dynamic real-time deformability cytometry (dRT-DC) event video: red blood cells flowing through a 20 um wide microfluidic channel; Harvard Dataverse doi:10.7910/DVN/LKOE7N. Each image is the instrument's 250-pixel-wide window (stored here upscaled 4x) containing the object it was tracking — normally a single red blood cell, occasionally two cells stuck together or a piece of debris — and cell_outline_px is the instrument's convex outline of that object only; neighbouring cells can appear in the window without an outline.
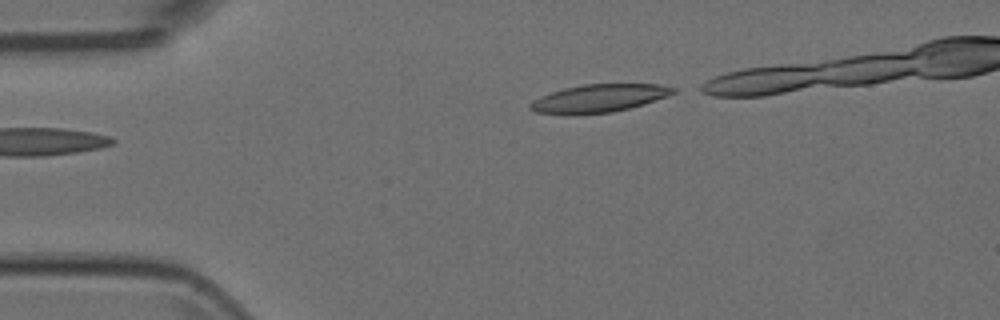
{"species": "Egyptian fruit bat (a non-hibernating species)", "species_latin": "Rousettus aegyptiacus", "temperature_condition": "room temperature", "stored_images_in_passage": 4, "camera_frame_rate_fps": 3000, "um_per_image_px": 0.085, "animal": {"sex": "female"}, "frame": {"image": 1, "passage_image": 1, "time_ms": 0.0, "image_size_px": [1000, 320], "cell_outline_px": [[676, 92], [644, 104], [612, 112], [576, 116], [536, 112], [528, 108], [528, 104], [532, 100], [540, 96], [564, 88], [584, 84], [660, 84], [676, 88]], "centroid_in_image_um": [50.85, 8.37], "position_along_channel_um": 34.2, "area_um2": 23.52}}